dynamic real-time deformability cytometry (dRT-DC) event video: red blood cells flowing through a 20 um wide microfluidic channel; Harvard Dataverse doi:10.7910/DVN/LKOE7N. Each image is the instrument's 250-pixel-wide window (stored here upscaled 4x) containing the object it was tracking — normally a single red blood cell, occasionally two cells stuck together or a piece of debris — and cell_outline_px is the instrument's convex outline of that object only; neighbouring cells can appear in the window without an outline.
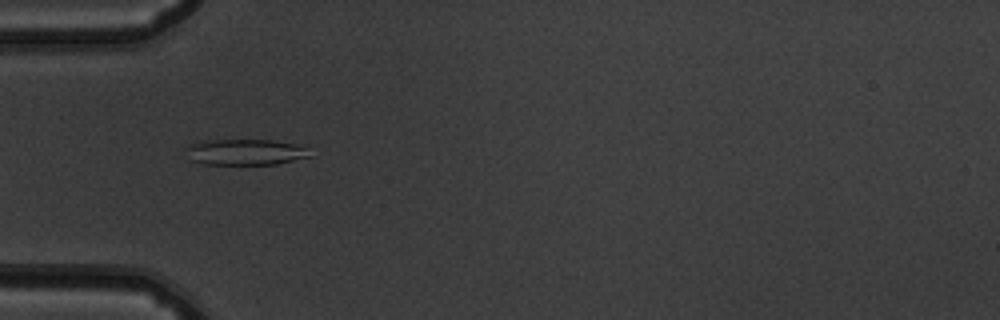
{"species": "common noctule bat (a hibernating species)", "species_latin": "Nyctalus noctula", "temperature_condition": "warm", "stored_images_in_passage": 52, "camera_frame_rate_fps": 3000, "um_per_image_px": 0.085, "animal": {"sex": "male", "body_mass_g": 19.5, "forearm_length_mm": 54.6}, "frame": {"image": 1, "passage_image": 17, "time_ms": 5.333, "image_size_px": [1000, 320], "cell_outline_px": [[312, 156], [276, 164], [204, 164], [192, 160], [184, 148], [188, 144], [200, 140], [272, 140], [296, 144], [304, 148]], "centroid_in_image_um": [20.79, 12.92], "position_along_channel_um": 64.2, "area_um2": 18.67}}
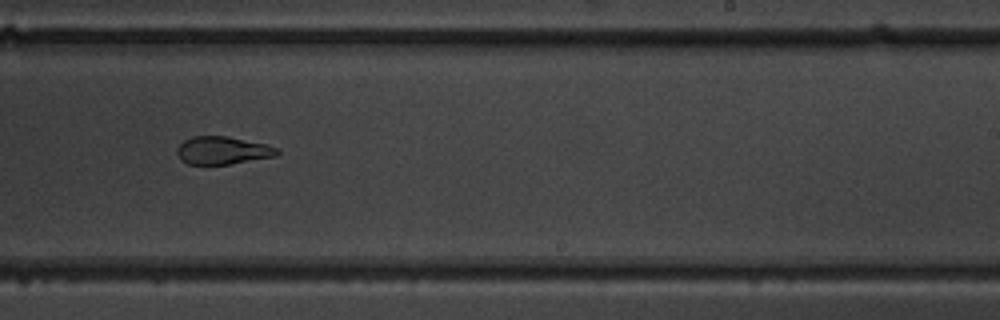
{"frame": {"image": 2, "passage_image": 33, "time_ms": 10.667, "image_size_px": [1000, 320], "cell_outline_px": [[280, 152], [276, 156], [228, 164], [188, 164], [180, 160], [176, 152], [176, 148], [184, 140], [192, 136], [228, 136], [264, 144], [280, 148]], "centroid_in_image_um": [18.9, 12.78], "position_along_channel_um": 270.1, "area_um2": 16.24}}
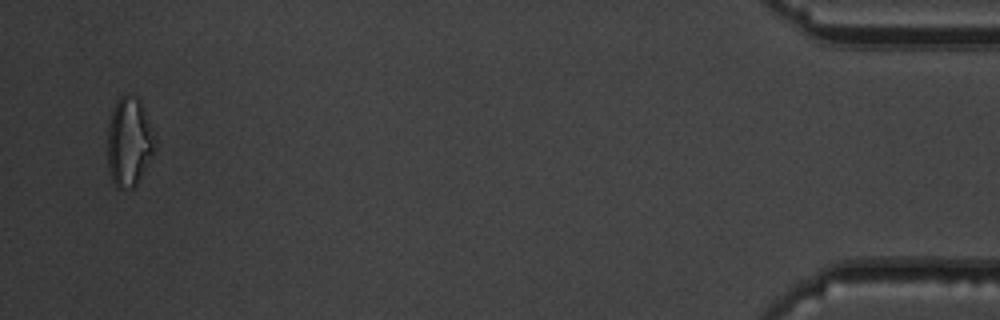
{"frame": {"image": 3, "passage_image": 51, "time_ms": 16.667, "image_size_px": [1000, 320], "cell_outline_px": [[156, 148], [136, 184], [132, 188], [116, 188], [112, 180], [108, 168], [108, 124], [116, 100], [120, 96], [136, 96], [140, 100]], "centroid_in_image_um": [10.93, 12.09], "position_along_channel_um": 424.3, "area_um2": 23.87}, "authors_computed_cell_mechanics": {"area_um2": 18.785, "velocity_mm_per_s": 3.8966, "shape_relaxation_time_tau1_ms": null, "shape_relaxation_time_tau2_ms": 2.2518, "deformation_change_tau1": null, "deformation_change_tau2": 0.0899}}